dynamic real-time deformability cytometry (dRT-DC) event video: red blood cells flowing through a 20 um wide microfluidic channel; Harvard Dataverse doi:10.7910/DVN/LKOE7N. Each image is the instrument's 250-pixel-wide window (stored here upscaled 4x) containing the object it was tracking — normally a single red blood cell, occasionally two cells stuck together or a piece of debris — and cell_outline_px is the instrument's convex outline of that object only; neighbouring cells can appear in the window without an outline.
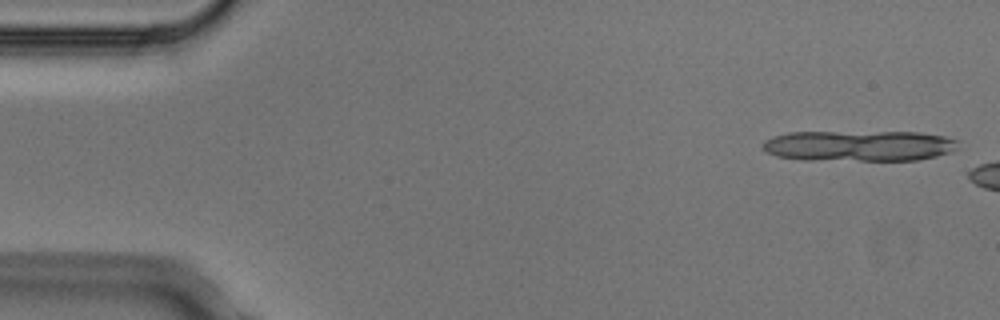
{"species": "Egyptian fruit bat (a non-hibernating species)", "species_latin": "Rousettus aegyptiacus", "temperature_condition": "cold", "stored_images_in_passage": 3, "camera_frame_rate_fps": 3000, "um_per_image_px": 0.085, "animal": {"sex": "male"}, "frame": {"image": 1, "passage_image": 1, "time_ms": 0.0, "image_size_px": [1000, 320], "cell_outline_px": [[960, 140], [956, 148], [952, 152], [936, 156], [916, 160], [804, 160], [776, 156], [760, 148], [760, 144], [764, 140], [772, 136], [788, 132], [920, 132], [944, 136]], "centroid_in_image_um": [72.99, 12.39], "position_along_channel_um": 12.0, "area_um2": 35.49}}